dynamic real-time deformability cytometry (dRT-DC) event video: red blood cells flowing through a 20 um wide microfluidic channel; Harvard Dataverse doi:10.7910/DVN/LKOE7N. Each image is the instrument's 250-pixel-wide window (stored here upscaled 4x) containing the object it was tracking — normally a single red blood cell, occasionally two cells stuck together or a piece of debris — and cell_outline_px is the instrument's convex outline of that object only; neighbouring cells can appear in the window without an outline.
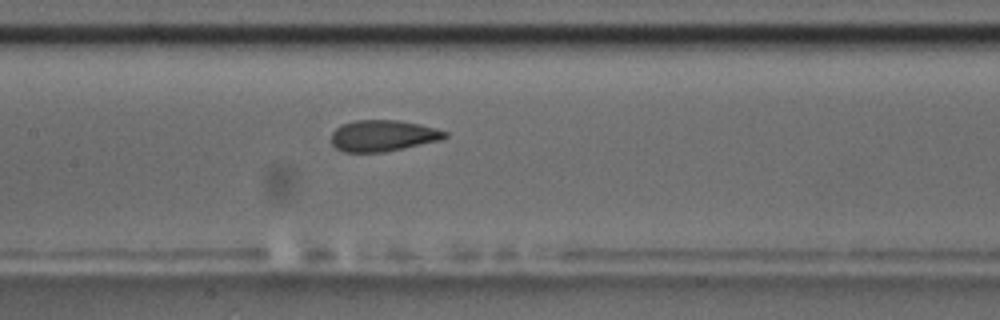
{"species": "common noctule bat (a hibernating species)", "species_latin": "Nyctalus noctula", "temperature_condition": "room temperature", "stored_images_in_passage": 9, "camera_frame_rate_fps": 3000, "um_per_image_px": 0.085, "animal": {"sex": "male", "body_mass_g": 17.5, "forearm_length_mm": 52.3}, "frame": {"image": 1, "passage_image": 9, "time_ms": 10.0, "image_size_px": [1000, 320], "cell_outline_px": [[448, 136], [440, 140], [384, 152], [344, 152], [336, 148], [332, 144], [332, 132], [340, 124], [352, 120], [396, 120], [420, 124], [436, 128], [448, 132]], "centroid_in_image_um": [32.53, 11.52], "position_along_channel_um": 174.9, "area_um2": 20.75}}